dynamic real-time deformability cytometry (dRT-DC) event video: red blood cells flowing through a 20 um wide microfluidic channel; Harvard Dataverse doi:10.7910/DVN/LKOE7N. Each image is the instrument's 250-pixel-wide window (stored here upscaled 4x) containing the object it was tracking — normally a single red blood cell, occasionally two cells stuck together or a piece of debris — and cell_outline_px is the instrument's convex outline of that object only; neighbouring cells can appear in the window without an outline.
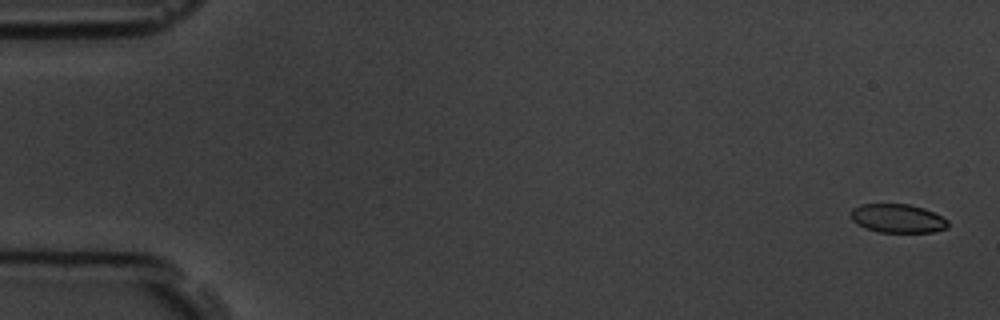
{"species": "common noctule bat (a hibernating species)", "species_latin": "Nyctalus noctula", "temperature_condition": "room temperature", "stored_images_in_passage": 5, "camera_frame_rate_fps": 3000, "um_per_image_px": 0.085, "animal": {"sex": "male", "body_mass_g": 19.5, "forearm_length_mm": 54.6}, "frame": {"image": 1, "passage_image": 1, "time_ms": 0.0, "image_size_px": [1000, 320], "cell_outline_px": [[948, 228], [932, 232], [876, 232], [852, 220], [852, 208], [860, 204], [908, 204], [924, 208], [948, 220]], "centroid_in_image_um": [76.32, 18.56], "position_along_channel_um": 8.7, "area_um2": 16.07}}
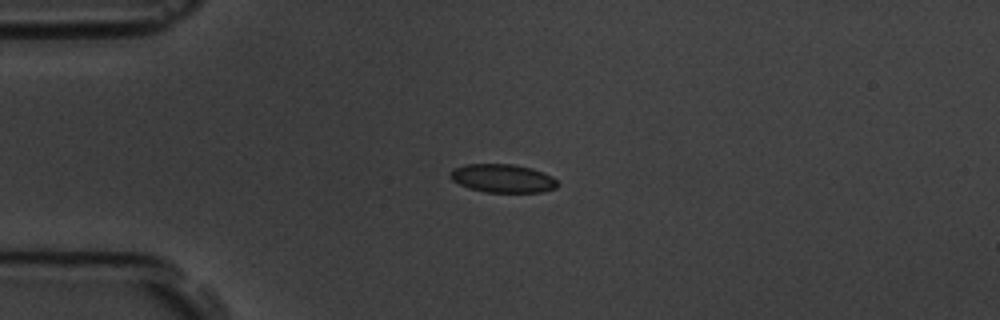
{"frame": {"image": 2, "passage_image": 4, "time_ms": 4.0, "image_size_px": [1000, 320], "cell_outline_px": [[560, 184], [556, 188], [540, 192], [484, 192], [468, 188], [452, 180], [448, 176], [448, 172], [452, 168], [464, 164], [512, 164], [532, 168], [552, 176]], "centroid_in_image_um": [42.69, 15.15], "position_along_channel_um": 42.3, "area_um2": 17.98}}